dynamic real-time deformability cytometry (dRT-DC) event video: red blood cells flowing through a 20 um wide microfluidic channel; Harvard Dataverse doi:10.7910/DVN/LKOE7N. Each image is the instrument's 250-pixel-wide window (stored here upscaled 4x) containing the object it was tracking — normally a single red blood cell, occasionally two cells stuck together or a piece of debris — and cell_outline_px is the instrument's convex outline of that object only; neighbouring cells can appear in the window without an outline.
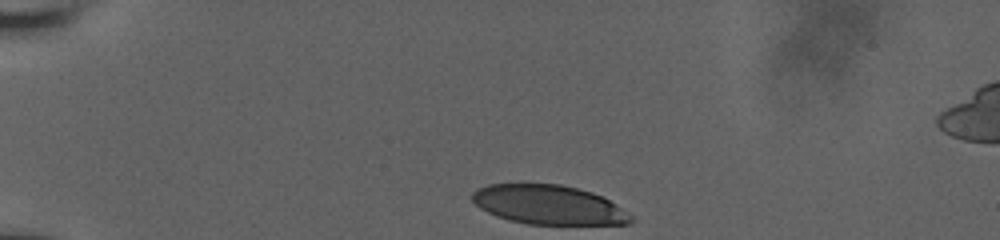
{"species": "human", "species_latin": "Homo sapiens", "temperature_condition": "room temperature", "stored_images_in_passage": 34, "camera_frame_rate_fps": 3000, "um_per_image_px": 0.085, "donor": {"sex": "male"}, "frame": {"image": 1, "passage_image": 1, "time_ms": 0.0, "image_size_px": [1000, 240], "cell_outline_px": [[636, 220], [628, 224], [528, 224], [508, 220], [496, 216], [480, 208], [472, 200], [472, 192], [476, 188], [488, 184], [520, 180], [560, 184], [592, 192], [616, 204], [632, 216]], "centroid_in_image_um": [46.55, 17.36], "position_along_channel_um": 38.4, "area_um2": 37.28}}
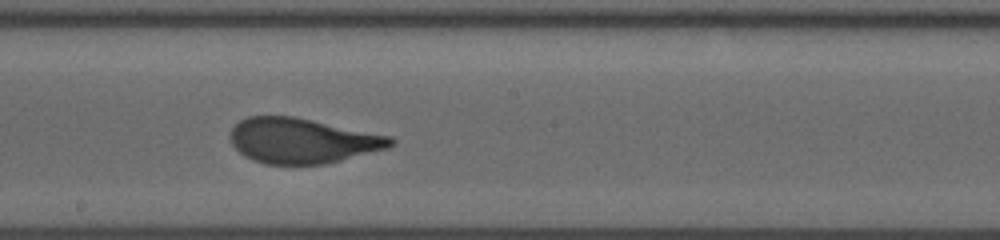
{"frame": {"image": 2, "passage_image": 20, "time_ms": 6.333, "image_size_px": [1000, 240], "cell_outline_px": [[396, 140], [388, 148], [324, 164], [264, 164], [252, 160], [244, 156], [232, 144], [228, 136], [232, 128], [240, 120], [248, 116], [292, 116], [392, 136]], "centroid_in_image_um": [25.67, 11.96], "position_along_channel_um": 222.5, "area_um2": 42.08}}
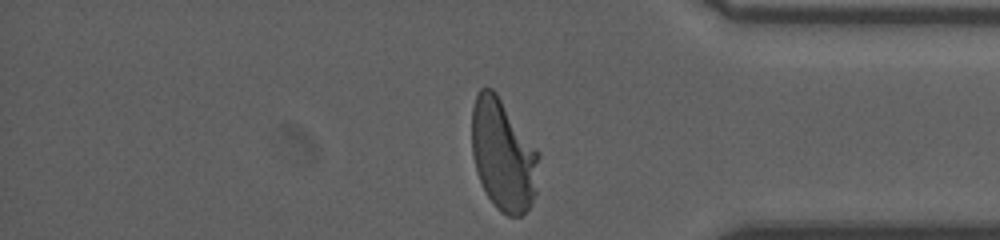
{"frame": {"image": 3, "passage_image": 34, "time_ms": 11.0, "image_size_px": [1000, 240], "cell_outline_px": [[540, 156], [536, 192], [532, 204], [520, 216], [508, 216], [500, 212], [496, 208], [488, 196], [476, 172], [472, 156], [472, 104], [480, 88], [492, 88], [496, 92], [540, 152]], "centroid_in_image_um": [42.78, 13.17], "position_along_channel_um": 392.4, "area_um2": 43.93}, "authors_computed_cell_mechanics": {"area_um2": 42.1362, "velocity_mm_per_s": 3.9107, "shape_relaxation_time_tau1_ms": 4.7385, "shape_relaxation_time_tau2_ms": null, "deformation_change_tau1": 0.1967, "deformation_change_tau2": null}}